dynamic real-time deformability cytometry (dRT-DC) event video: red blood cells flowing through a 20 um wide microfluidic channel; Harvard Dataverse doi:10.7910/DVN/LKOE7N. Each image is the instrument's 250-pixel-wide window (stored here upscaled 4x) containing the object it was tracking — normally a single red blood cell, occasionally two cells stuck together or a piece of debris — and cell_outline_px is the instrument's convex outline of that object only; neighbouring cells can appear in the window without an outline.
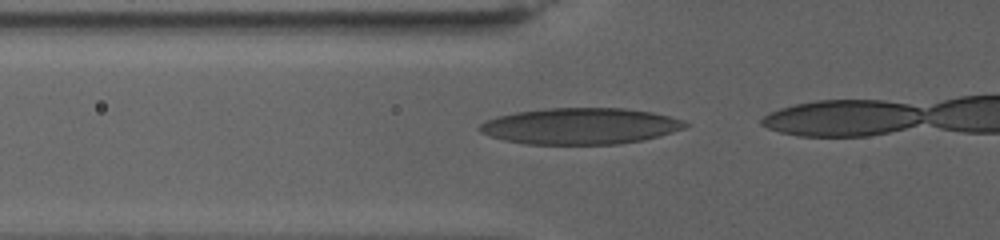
{"species": "human", "species_latin": "Homo sapiens", "temperature_condition": "warm", "stored_images_in_passage": 11, "camera_frame_rate_fps": 3000, "um_per_image_px": 0.085, "donor": {"sex": "female"}, "frame": {"image": 1, "passage_image": 4, "time_ms": 1.0, "image_size_px": [1000, 240], "cell_outline_px": [[688, 124], [684, 128], [660, 136], [644, 140], [616, 144], [524, 144], [504, 140], [488, 136], [480, 132], [476, 128], [480, 124], [496, 116], [516, 112], [548, 108], [624, 108], [652, 112], [684, 120]], "centroid_in_image_um": [49.3, 10.72], "position_along_channel_um": 76.5, "area_um2": 43.58}}
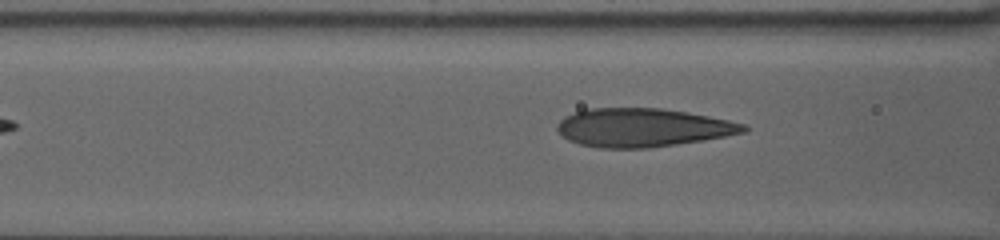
{"frame": {"image": 2, "passage_image": 8, "time_ms": 2.333, "image_size_px": [1000, 240], "cell_outline_px": [[748, 128], [744, 132], [724, 136], [676, 144], [648, 148], [600, 148], [580, 144], [568, 140], [560, 136], [556, 128], [556, 124], [564, 116], [576, 112], [592, 108], [660, 108], [688, 112], [728, 120], [744, 124]], "centroid_in_image_um": [54.56, 10.84], "position_along_channel_um": 112.0, "area_um2": 41.62}}